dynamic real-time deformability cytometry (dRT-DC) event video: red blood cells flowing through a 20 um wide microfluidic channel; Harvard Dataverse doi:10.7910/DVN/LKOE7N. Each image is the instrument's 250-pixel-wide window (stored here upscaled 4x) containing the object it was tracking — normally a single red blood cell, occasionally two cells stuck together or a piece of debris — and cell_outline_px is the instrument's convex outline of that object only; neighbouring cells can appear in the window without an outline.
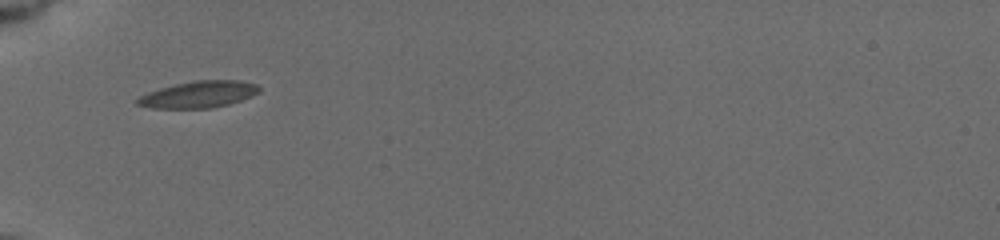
{"species": "common noctule bat (a hibernating species)", "species_latin": "Nyctalus noctula", "temperature_condition": "cold", "stored_images_in_passage": 2, "camera_frame_rate_fps": 3000, "um_per_image_px": 0.085, "animal": {"sex": "female", "body_mass_g": 19.5, "forearm_length_mm": 54.1}, "frame": {"image": 1, "passage_image": 1, "time_ms": 0.0, "image_size_px": [1000, 240], "cell_outline_px": [[260, 92], [252, 96], [228, 104], [212, 108], [152, 108], [136, 104], [136, 100], [140, 96], [148, 92], [160, 88], [176, 84], [196, 80], [240, 80], [256, 84], [260, 88]], "centroid_in_image_um": [16.9, 8.02], "position_along_channel_um": 68.1, "area_um2": 18.84}}
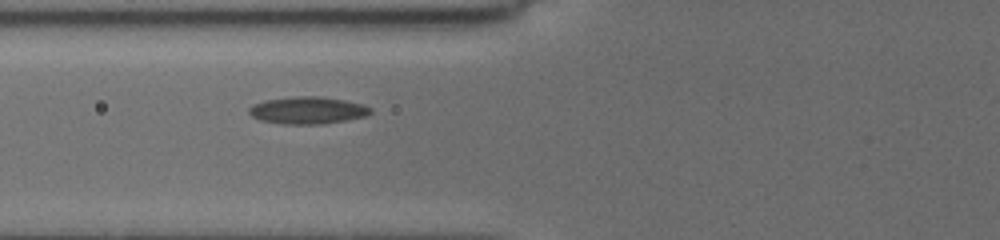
{"frame": {"image": 2, "passage_image": 2, "time_ms": 1.0, "image_size_px": [1000, 240], "cell_outline_px": [[372, 112], [368, 116], [320, 124], [280, 124], [260, 120], [252, 116], [248, 112], [248, 108], [252, 104], [264, 100], [292, 96], [320, 96], [344, 100], [364, 104], [372, 108]], "centroid_in_image_um": [26.14, 9.37], "position_along_channel_um": 99.7, "area_um2": 19.48}}